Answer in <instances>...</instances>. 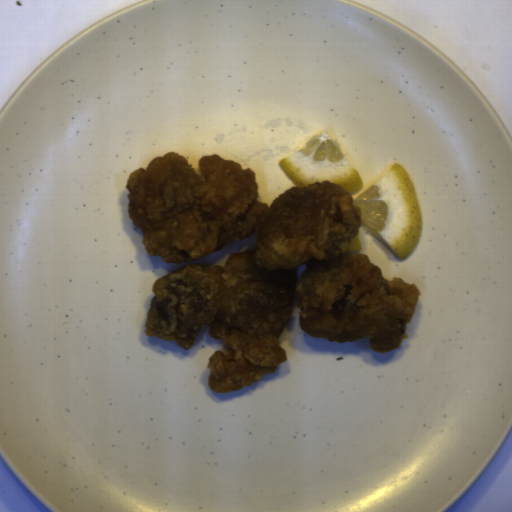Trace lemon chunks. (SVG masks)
<instances>
[{
    "mask_svg": "<svg viewBox=\"0 0 512 512\" xmlns=\"http://www.w3.org/2000/svg\"><path fill=\"white\" fill-rule=\"evenodd\" d=\"M361 226L375 235L399 259H405L418 246L423 231V216L415 185L399 163L385 176L356 197Z\"/></svg>",
    "mask_w": 512,
    "mask_h": 512,
    "instance_id": "lemon-chunks-1",
    "label": "lemon chunks"
},
{
    "mask_svg": "<svg viewBox=\"0 0 512 512\" xmlns=\"http://www.w3.org/2000/svg\"><path fill=\"white\" fill-rule=\"evenodd\" d=\"M279 166L295 187L328 181L350 194L364 187L339 140L333 139L326 130L311 138L296 153L281 159Z\"/></svg>",
    "mask_w": 512,
    "mask_h": 512,
    "instance_id": "lemon-chunks-2",
    "label": "lemon chunks"
},
{
    "mask_svg": "<svg viewBox=\"0 0 512 512\" xmlns=\"http://www.w3.org/2000/svg\"><path fill=\"white\" fill-rule=\"evenodd\" d=\"M362 248L361 242L359 240L358 231L355 236L350 240L348 252H360Z\"/></svg>",
    "mask_w": 512,
    "mask_h": 512,
    "instance_id": "lemon-chunks-3",
    "label": "lemon chunks"
}]
</instances>
